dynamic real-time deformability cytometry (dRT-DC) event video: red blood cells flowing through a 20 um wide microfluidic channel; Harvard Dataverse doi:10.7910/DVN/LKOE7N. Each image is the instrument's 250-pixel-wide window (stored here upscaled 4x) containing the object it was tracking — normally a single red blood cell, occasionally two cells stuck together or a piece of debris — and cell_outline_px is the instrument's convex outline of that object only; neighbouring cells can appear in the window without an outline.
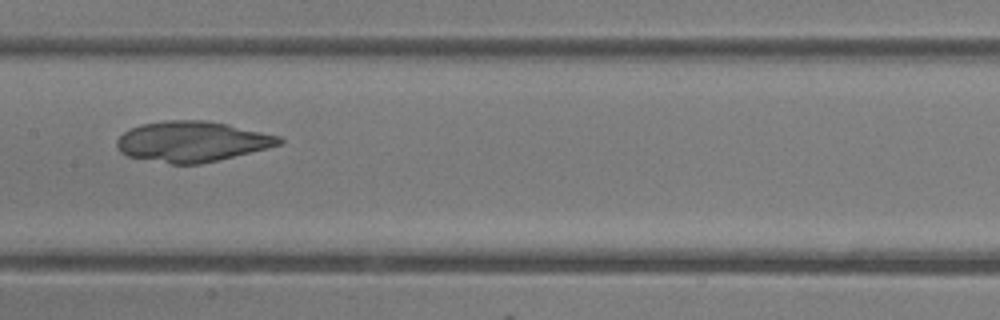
{"species": "common noctule bat (a hibernating species)", "species_latin": "Nyctalus noctula", "temperature_condition": "room temperature", "stored_images_in_passage": 50, "camera_frame_rate_fps": 3000, "um_per_image_px": 0.085, "animal": {"sex": "female"}, "frame": {"image": 1, "passage_image": 25, "time_ms": 8.0, "image_size_px": [1000, 320], "cell_outline_px": [[284, 140], [280, 144], [268, 148], [200, 164], [172, 164], [128, 156], [120, 152], [116, 144], [116, 140], [124, 132], [140, 124], [164, 120], [204, 120], [228, 124], [280, 136]], "centroid_in_image_um": [16.32, 12.02], "position_along_channel_um": 191.1, "area_um2": 38.15}}
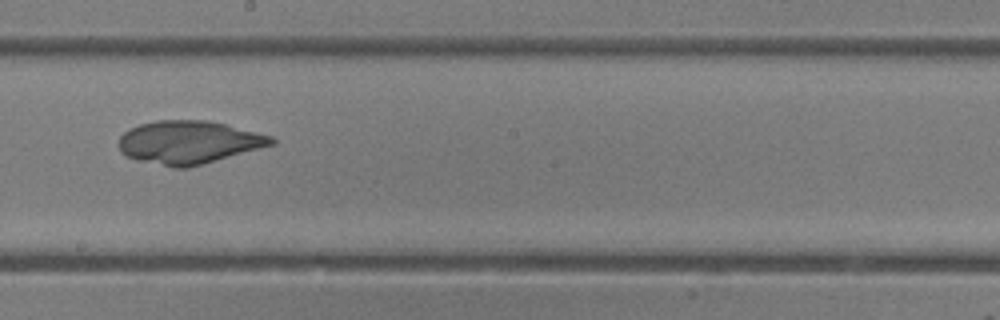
{"frame": {"image": 2, "passage_image": 28, "time_ms": 9.0, "image_size_px": [1000, 320], "cell_outline_px": [[276, 144], [188, 168], [172, 168], [136, 160], [124, 156], [120, 152], [120, 136], [128, 128], [140, 124], [156, 120], [208, 120], [272, 136], [276, 140]], "centroid_in_image_um": [16.02, 12.1], "position_along_channel_um": 232.2, "area_um2": 38.49}}
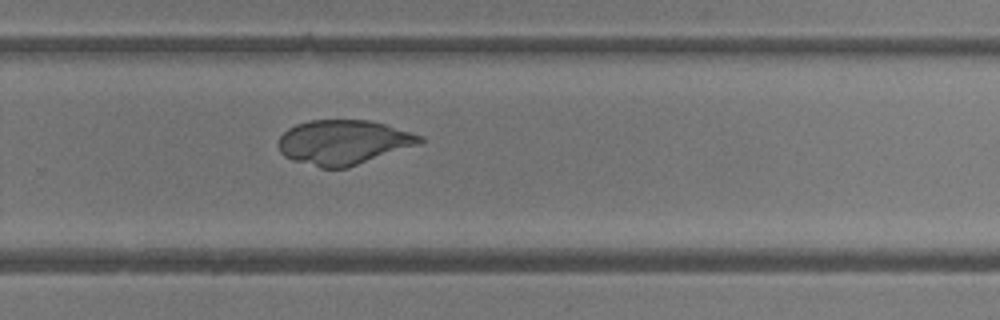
{"frame": {"image": 3, "passage_image": 33, "time_ms": 10.667, "image_size_px": [1000, 320], "cell_outline_px": [[424, 140], [420, 144], [348, 168], [320, 168], [292, 160], [284, 156], [280, 152], [280, 136], [288, 128], [296, 124], [308, 120], [368, 120], [384, 124], [424, 136]], "centroid_in_image_um": [29.2, 12.1], "position_along_channel_um": 300.6, "area_um2": 36.82}}